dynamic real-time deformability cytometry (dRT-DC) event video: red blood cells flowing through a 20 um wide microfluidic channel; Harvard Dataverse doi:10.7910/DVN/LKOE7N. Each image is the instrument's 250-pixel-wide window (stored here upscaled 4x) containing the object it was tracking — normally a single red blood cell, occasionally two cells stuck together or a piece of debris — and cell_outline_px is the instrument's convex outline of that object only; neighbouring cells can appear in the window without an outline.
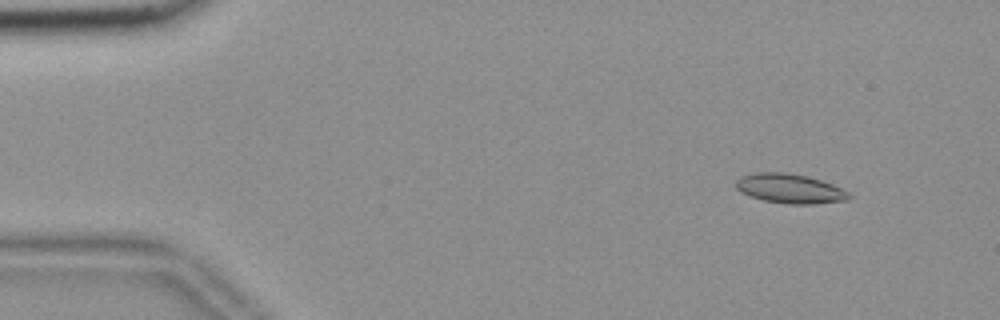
{"species": "common noctule bat (a hibernating species)", "species_latin": "Nyctalus noctula", "temperature_condition": "room temperature", "stored_images_in_passage": 57, "segment_of_instrument_passage": [1, 2], "camera_frame_rate_fps": 3000, "um_per_image_px": 0.085, "animal": {"sex": "female", "body_mass_g": 18.4}, "frame": {"image": 1, "passage_image": 6, "time_ms": 1.667, "image_size_px": [1000, 320], "cell_outline_px": [[852, 196], [848, 200], [812, 204], [788, 204], [764, 200], [740, 192], [736, 188], [736, 180], [740, 176], [756, 172], [784, 172], [808, 176], [832, 184], [848, 192]], "centroid_in_image_um": [67.13, 16.02], "position_along_channel_um": 17.9, "area_um2": 19.36}}
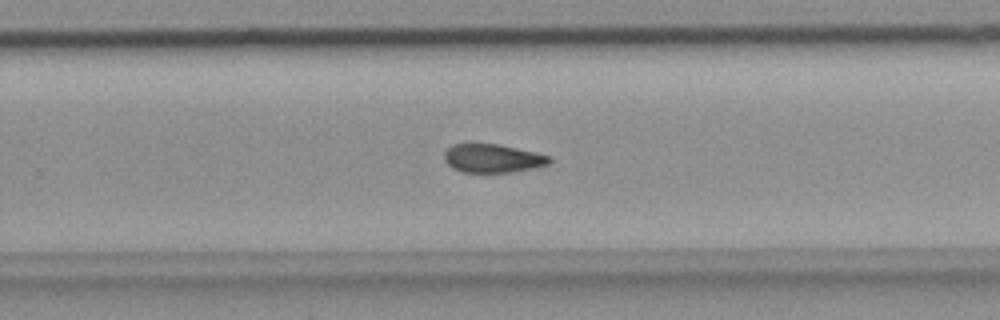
{"frame": {"image": 2, "passage_image": 36, "time_ms": 11.667, "image_size_px": [1000, 320], "cell_outline_px": [[552, 160], [548, 164], [532, 168], [512, 172], [464, 172], [452, 168], [444, 160], [444, 152], [452, 144], [500, 144], [552, 156]], "centroid_in_image_um": [41.88, 13.45], "position_along_channel_um": 287.9, "area_um2": 17.46}}
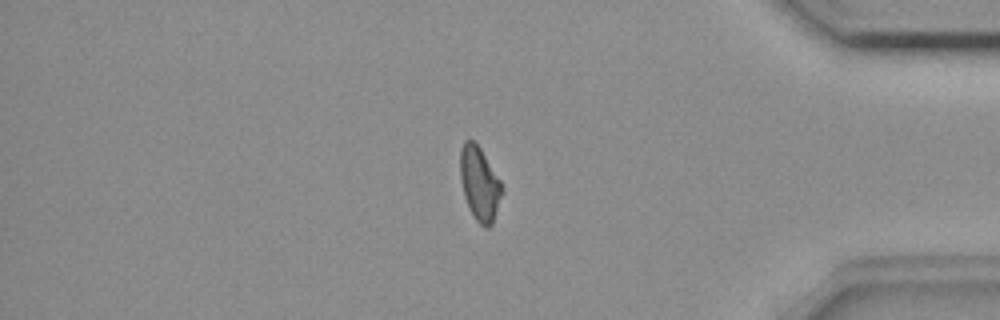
{"frame": {"image": 3, "passage_image": 47, "time_ms": 15.333, "image_size_px": [1000, 320], "cell_outline_px": [[500, 196], [492, 224], [488, 228], [484, 228], [472, 216], [468, 208], [464, 196], [460, 180], [460, 148], [464, 140], [472, 140], [480, 148], [500, 180]], "centroid_in_image_um": [40.71, 15.61], "position_along_channel_um": 394.5, "area_um2": 17.63}}